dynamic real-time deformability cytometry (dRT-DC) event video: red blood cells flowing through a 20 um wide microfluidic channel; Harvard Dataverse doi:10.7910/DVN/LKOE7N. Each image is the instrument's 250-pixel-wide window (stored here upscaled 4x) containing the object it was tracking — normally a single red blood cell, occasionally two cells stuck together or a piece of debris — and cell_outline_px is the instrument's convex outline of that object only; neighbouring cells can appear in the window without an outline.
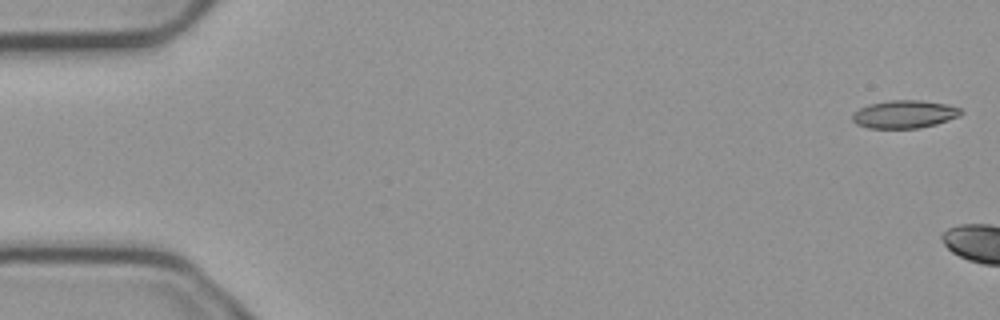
{"species": "common noctule bat (a hibernating species)", "species_latin": "Nyctalus noctula", "temperature_condition": "cold", "stored_images_in_passage": 3, "camera_frame_rate_fps": 3000, "um_per_image_px": 0.085, "animal": {"sex": "male", "body_mass_g": 23.1, "forearm_length_mm": 52.7}, "frame": {"image": 1, "passage_image": 1, "time_ms": 0.0, "image_size_px": [1000, 320], "cell_outline_px": [[964, 112], [960, 116], [936, 124], [920, 128], [868, 128], [856, 124], [852, 120], [852, 116], [860, 108], [868, 104], [892, 100], [920, 100], [948, 104], [960, 108]], "centroid_in_image_um": [76.91, 9.71], "position_along_channel_um": 8.1, "area_um2": 17.69}}